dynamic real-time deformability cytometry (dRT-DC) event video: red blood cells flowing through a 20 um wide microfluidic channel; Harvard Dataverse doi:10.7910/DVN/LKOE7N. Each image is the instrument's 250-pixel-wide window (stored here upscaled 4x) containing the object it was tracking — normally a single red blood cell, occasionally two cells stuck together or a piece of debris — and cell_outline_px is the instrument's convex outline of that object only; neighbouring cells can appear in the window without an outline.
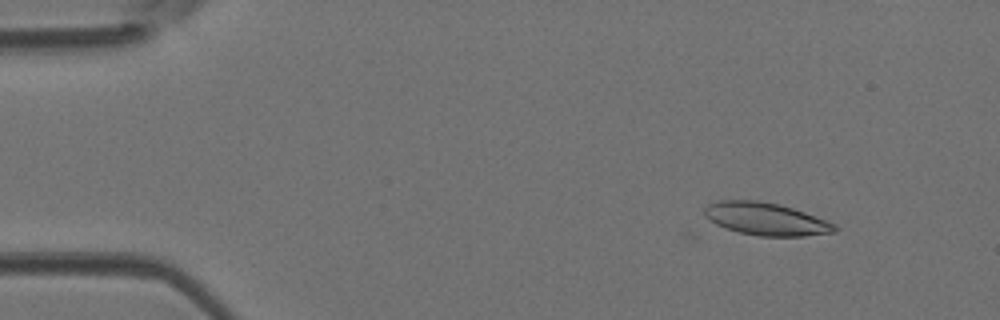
{"species": "Egyptian fruit bat (a non-hibernating species)", "species_latin": "Rousettus aegyptiacus", "temperature_condition": "room temperature", "stored_images_in_passage": 43, "camera_frame_rate_fps": 3000, "um_per_image_px": 0.085, "animal": {"sex": "female"}, "frame": {"image": 1, "passage_image": 1, "time_ms": 0.0, "image_size_px": [1000, 320], "cell_outline_px": [[840, 228], [836, 232], [804, 236], [760, 236], [740, 232], [724, 228], [708, 220], [704, 216], [704, 208], [708, 204], [720, 200], [756, 200], [780, 204], [804, 212], [836, 224]], "centroid_in_image_um": [65.1, 18.61], "position_along_channel_um": 19.9, "area_um2": 24.85}}
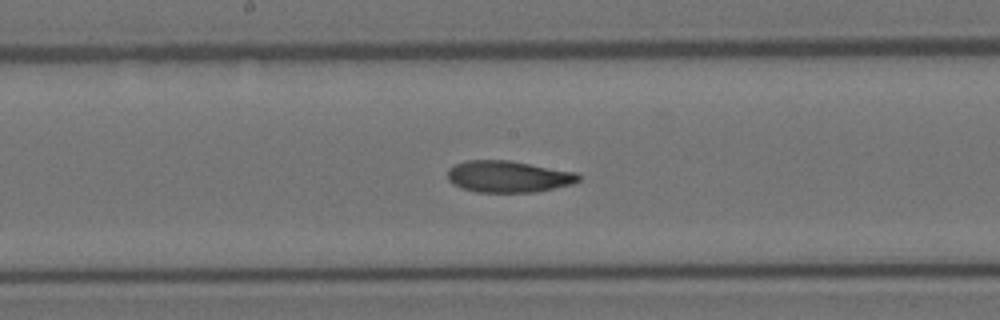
{"frame": {"image": 2, "passage_image": 20, "time_ms": 6.333, "image_size_px": [1000, 320], "cell_outline_px": [[580, 180], [572, 184], [536, 192], [476, 192], [460, 188], [452, 184], [448, 180], [448, 168], [456, 164], [468, 160], [508, 160], [576, 172], [580, 176]], "centroid_in_image_um": [43.18, 15.01], "position_along_channel_um": 205.0, "area_um2": 24.16}}
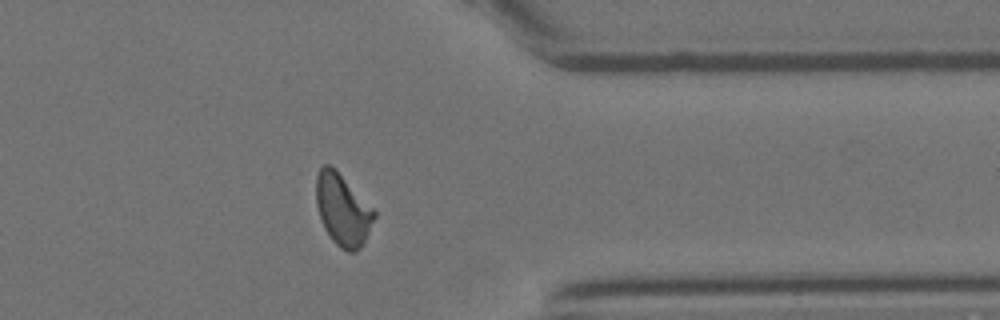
{"frame": {"image": 3, "passage_image": 33, "time_ms": 10.667, "image_size_px": [1000, 320], "cell_outline_px": [[376, 216], [364, 244], [356, 252], [348, 252], [340, 248], [332, 240], [324, 228], [320, 220], [316, 204], [316, 176], [320, 168], [324, 164], [332, 164], [336, 168], [376, 212]], "centroid_in_image_um": [29.12, 17.83], "position_along_channel_um": 382.3, "area_um2": 24.57}}